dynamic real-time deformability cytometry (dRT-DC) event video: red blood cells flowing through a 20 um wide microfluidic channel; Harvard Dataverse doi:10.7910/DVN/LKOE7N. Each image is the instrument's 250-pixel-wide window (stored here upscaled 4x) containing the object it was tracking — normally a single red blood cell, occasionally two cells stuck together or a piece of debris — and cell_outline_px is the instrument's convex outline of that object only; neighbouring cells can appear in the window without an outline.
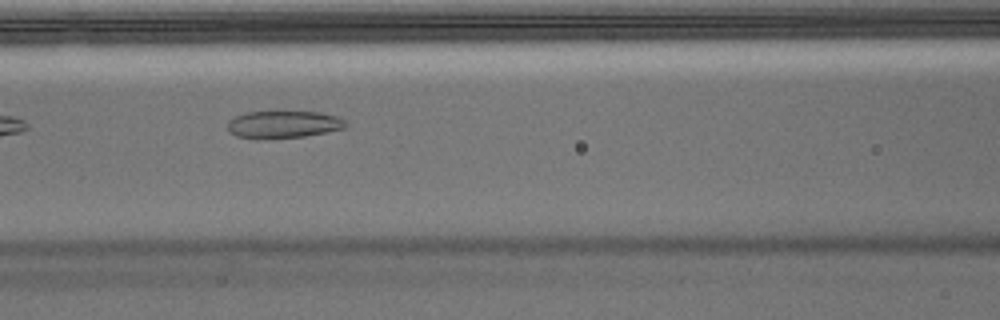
{"species": "Egyptian fruit bat (a non-hibernating species)", "species_latin": "Rousettus aegyptiacus", "temperature_condition": "warm", "stored_images_in_passage": 9, "camera_frame_rate_fps": 3000, "um_per_image_px": 0.085, "animal": {"sex": "male"}, "frame": {"image": 1, "passage_image": 6, "time_ms": 1.667, "image_size_px": [1000, 320], "cell_outline_px": [[348, 124], [344, 128], [328, 132], [304, 136], [256, 140], [236, 136], [228, 132], [228, 120], [244, 112], [280, 108], [320, 112], [336, 116], [344, 120]], "centroid_in_image_um": [24.04, 10.53], "position_along_channel_um": 142.6, "area_um2": 20.11}}